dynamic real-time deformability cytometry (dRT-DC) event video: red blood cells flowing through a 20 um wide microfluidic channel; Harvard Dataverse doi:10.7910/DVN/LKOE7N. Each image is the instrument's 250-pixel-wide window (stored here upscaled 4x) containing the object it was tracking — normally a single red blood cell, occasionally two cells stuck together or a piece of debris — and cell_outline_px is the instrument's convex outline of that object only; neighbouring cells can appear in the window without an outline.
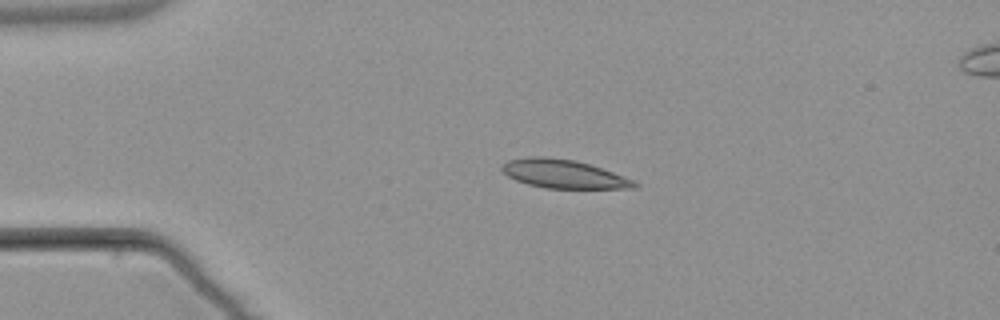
{"species": "common noctule bat (a hibernating species)", "species_latin": "Nyctalus noctula", "temperature_condition": "warm", "stored_images_in_passage": 3, "camera_frame_rate_fps": 3000, "um_per_image_px": 0.085, "animal": {"sex": "male", "body_mass_g": 21.5, "forearm_length_mm": 52.0}, "frame": {"image": 1, "passage_image": 1, "time_ms": 0.0, "image_size_px": [1000, 320], "cell_outline_px": [[640, 184], [636, 188], [544, 188], [528, 184], [516, 180], [508, 176], [500, 168], [500, 164], [508, 160], [532, 156], [540, 156], [576, 160], [612, 172], [632, 180]], "centroid_in_image_um": [47.85, 14.78], "position_along_channel_um": 37.1, "area_um2": 21.85}}